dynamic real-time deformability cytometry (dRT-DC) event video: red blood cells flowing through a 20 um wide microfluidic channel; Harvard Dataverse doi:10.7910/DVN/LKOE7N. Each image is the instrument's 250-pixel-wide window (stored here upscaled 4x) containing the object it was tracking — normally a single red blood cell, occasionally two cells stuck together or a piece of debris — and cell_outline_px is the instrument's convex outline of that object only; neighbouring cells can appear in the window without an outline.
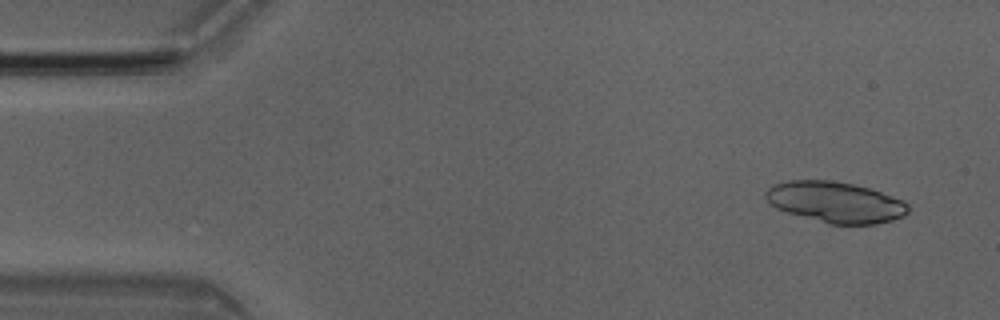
{"species": "Egyptian fruit bat (a non-hibernating species)", "species_latin": "Rousettus aegyptiacus", "temperature_condition": "room temperature", "stored_images_in_passage": 5, "camera_frame_rate_fps": 3000, "um_per_image_px": 0.085, "animal": {"sex": "male"}, "frame": {"image": 1, "passage_image": 1, "time_ms": 0.0, "image_size_px": [1000, 320], "cell_outline_px": [[908, 212], [904, 216], [892, 220], [876, 224], [828, 224], [788, 212], [776, 208], [764, 196], [764, 192], [772, 184], [788, 180], [832, 180], [852, 184], [868, 188], [904, 200], [908, 204]], "centroid_in_image_um": [71.0, 17.18], "position_along_channel_um": 14.0, "area_um2": 33.93}}